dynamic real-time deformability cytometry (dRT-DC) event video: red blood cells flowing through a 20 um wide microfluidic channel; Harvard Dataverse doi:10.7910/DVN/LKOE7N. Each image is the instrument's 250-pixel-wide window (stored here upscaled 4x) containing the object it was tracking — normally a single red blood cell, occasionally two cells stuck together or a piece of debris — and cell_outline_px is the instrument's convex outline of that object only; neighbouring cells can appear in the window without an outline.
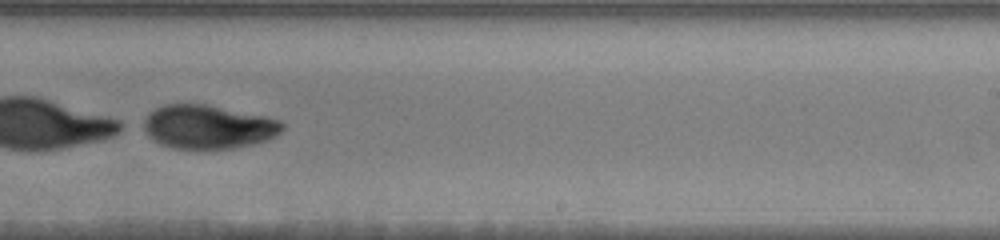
{"species": "human", "species_latin": "Homo sapiens", "temperature_condition": "warm", "stored_images_in_passage": 44, "camera_frame_rate_fps": 3000, "um_per_image_px": 0.085, "donor": {"sex": "male"}, "frame": {"image": 1, "passage_image": 25, "time_ms": 6.0, "image_size_px": [1000, 240], "cell_outline_px": [[284, 128], [276, 136], [268, 140], [236, 148], [172, 148], [160, 144], [148, 136], [144, 128], [144, 120], [148, 112], [164, 104], [208, 104], [264, 116], [280, 120], [284, 124]], "centroid_in_image_um": [17.69, 10.77], "position_along_channel_um": 271.3, "area_um2": 35.37}}